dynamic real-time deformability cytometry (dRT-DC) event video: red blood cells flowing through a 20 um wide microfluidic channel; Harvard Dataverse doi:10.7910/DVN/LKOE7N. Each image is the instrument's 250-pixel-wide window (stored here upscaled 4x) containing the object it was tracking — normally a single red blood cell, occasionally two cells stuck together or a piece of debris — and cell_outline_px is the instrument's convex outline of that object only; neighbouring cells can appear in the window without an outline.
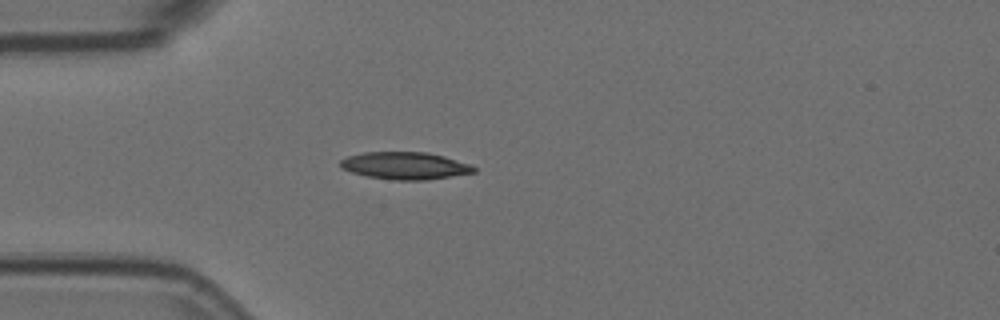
{"species": "Egyptian fruit bat (a non-hibernating species)", "species_latin": "Rousettus aegyptiacus", "temperature_condition": "room temperature", "stored_images_in_passage": 1, "camera_frame_rate_fps": 3000, "um_per_image_px": 0.085, "animal": {"sex": "female"}, "frame": {"image": 1, "passage_image": 1, "time_ms": 0.0, "image_size_px": [1000, 320], "cell_outline_px": [[476, 172], [428, 180], [396, 180], [368, 176], [352, 172], [340, 168], [340, 160], [348, 156], [364, 152], [428, 152], [444, 156], [468, 164], [476, 168]], "centroid_in_image_um": [34.42, 14.08], "position_along_channel_um": 50.6, "area_um2": 21.15}}